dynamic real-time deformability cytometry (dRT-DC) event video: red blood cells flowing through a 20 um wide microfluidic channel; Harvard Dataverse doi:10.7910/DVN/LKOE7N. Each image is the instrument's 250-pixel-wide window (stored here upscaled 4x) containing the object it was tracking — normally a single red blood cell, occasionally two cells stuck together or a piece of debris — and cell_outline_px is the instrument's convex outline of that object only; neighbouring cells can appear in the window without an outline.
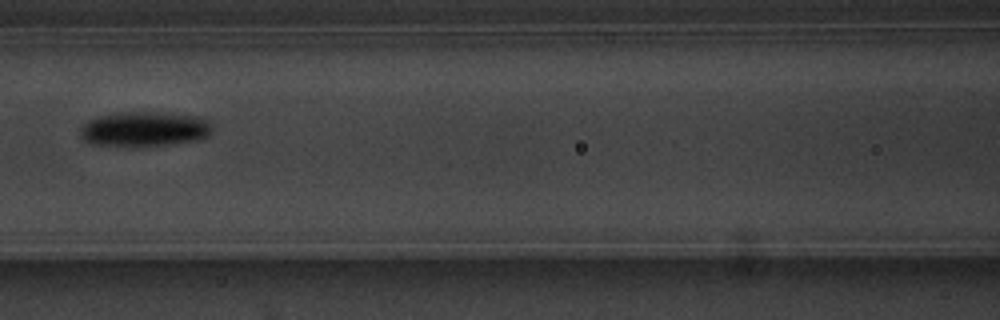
{"species": "common noctule bat (a hibernating species)", "species_latin": "Nyctalus noctula", "temperature_condition": "warm", "stored_images_in_passage": 11, "camera_frame_rate_fps": 3000, "um_per_image_px": 0.085, "animal": {"sex": "male", "body_mass_g": 20.1, "forearm_length_mm": 53.5}, "frame": {"image": 1, "passage_image": 8, "time_ms": 9.0, "image_size_px": [1000, 320], "cell_outline_px": [[212, 132], [208, 136], [200, 140], [168, 144], [96, 144], [84, 140], [80, 136], [80, 128], [88, 120], [100, 116], [116, 112], [156, 112], [200, 116], [208, 120], [212, 128]], "centroid_in_image_um": [12.33, 10.93], "position_along_channel_um": 154.3, "area_um2": 26.3}}